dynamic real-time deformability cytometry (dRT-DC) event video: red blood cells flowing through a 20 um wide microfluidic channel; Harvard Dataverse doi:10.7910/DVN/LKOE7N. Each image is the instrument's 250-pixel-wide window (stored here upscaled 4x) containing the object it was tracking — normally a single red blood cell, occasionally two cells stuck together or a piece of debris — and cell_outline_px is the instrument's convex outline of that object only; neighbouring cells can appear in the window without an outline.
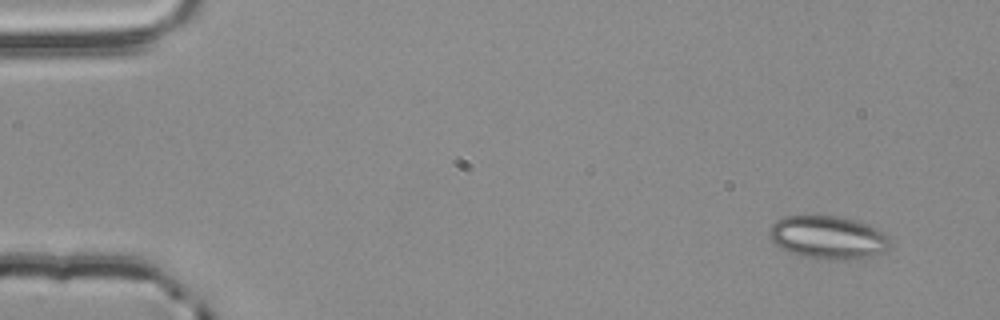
{"species": "common noctule bat (a hibernating species)", "species_latin": "Nyctalus noctula", "temperature_condition": "room temperature", "stored_images_in_passage": 4, "camera_frame_rate_fps": 3000, "um_per_image_px": 0.085, "animal": {"sex": "male", "body_mass_g": 20.4}, "frame": {"image": 1, "passage_image": 1, "time_ms": 0.0, "image_size_px": [1000, 320], "cell_outline_px": [[892, 240], [888, 248], [884, 252], [860, 260], [836, 260], [800, 256], [772, 244], [768, 232], [772, 224], [776, 220], [784, 216], [836, 216], [868, 224], [884, 232]], "centroid_in_image_um": [70.4, 20.2], "position_along_channel_um": 14.6, "area_um2": 30.69}}